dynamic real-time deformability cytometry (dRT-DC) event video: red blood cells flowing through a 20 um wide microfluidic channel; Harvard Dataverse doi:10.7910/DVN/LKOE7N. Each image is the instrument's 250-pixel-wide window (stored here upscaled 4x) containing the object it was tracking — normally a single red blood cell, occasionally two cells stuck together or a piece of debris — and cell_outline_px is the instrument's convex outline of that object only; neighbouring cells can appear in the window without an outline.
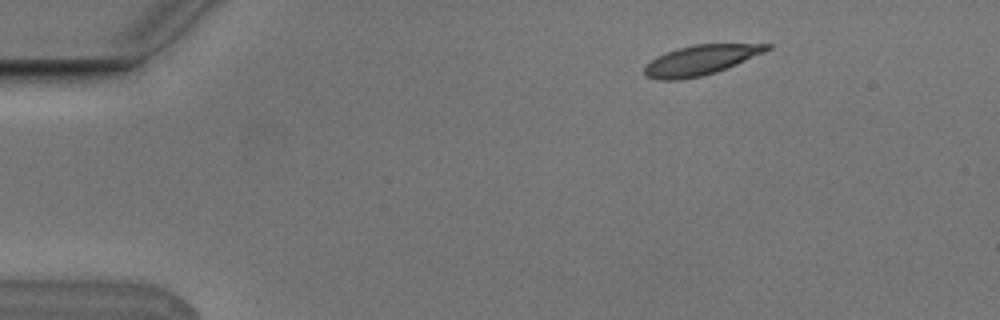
{"species": "Egyptian fruit bat (a non-hibernating species)", "species_latin": "Rousettus aegyptiacus", "temperature_condition": "cold", "stored_images_in_passage": 3, "camera_frame_rate_fps": 3000, "um_per_image_px": 0.085, "animal": {"sex": "male"}, "frame": {"image": 1, "passage_image": 1, "time_ms": 0.0, "image_size_px": [1000, 320], "cell_outline_px": [[772, 48], [764, 52], [736, 64], [716, 72], [700, 76], [676, 80], [660, 80], [644, 76], [644, 64], [656, 56], [664, 52], [676, 48], [696, 44], [772, 44]], "centroid_in_image_um": [59.48, 5.1], "position_along_channel_um": 25.5, "area_um2": 21.33}}
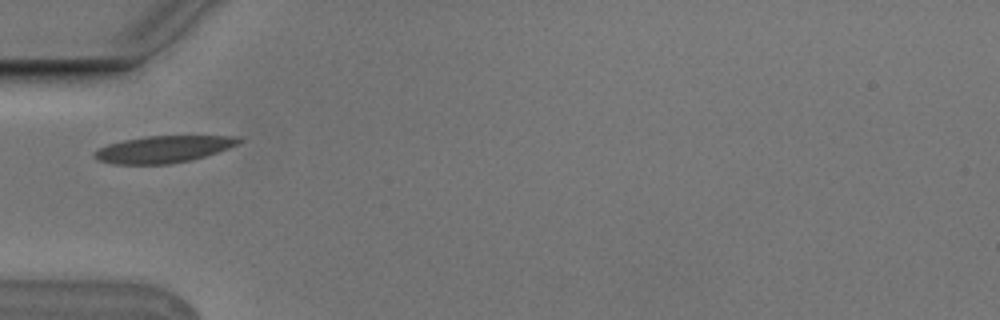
{"frame": {"image": 2, "passage_image": 3, "time_ms": 0.667, "image_size_px": [1000, 320], "cell_outline_px": [[244, 140], [228, 148], [204, 156], [188, 160], [168, 164], [112, 164], [100, 160], [92, 156], [92, 152], [108, 144], [124, 140], [148, 136], [240, 136]], "centroid_in_image_um": [13.87, 12.68], "position_along_channel_um": 71.1, "area_um2": 22.37}}